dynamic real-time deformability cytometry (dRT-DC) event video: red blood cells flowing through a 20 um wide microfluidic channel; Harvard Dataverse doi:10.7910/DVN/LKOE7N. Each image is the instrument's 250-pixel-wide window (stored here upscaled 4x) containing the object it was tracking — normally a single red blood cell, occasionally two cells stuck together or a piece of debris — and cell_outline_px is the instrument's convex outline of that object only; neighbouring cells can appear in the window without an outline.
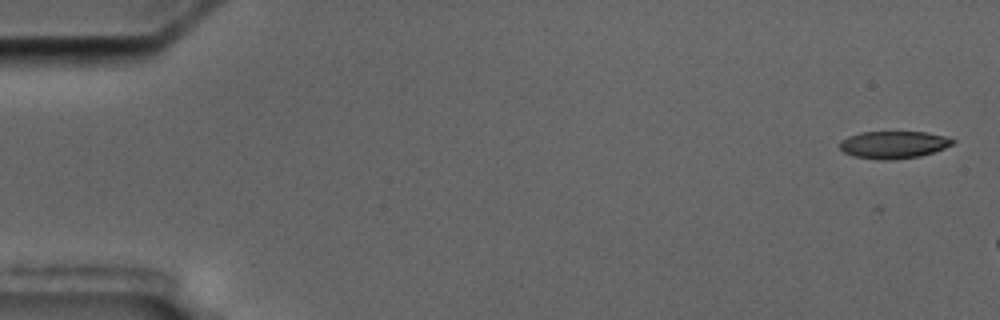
{"species": "common noctule bat (a hibernating species)", "species_latin": "Nyctalus noctula", "temperature_condition": "cold", "stored_images_in_passage": 3, "camera_frame_rate_fps": 3000, "um_per_image_px": 0.085, "animal": {"sex": "male", "body_mass_g": 17.5, "forearm_length_mm": 52.3}, "frame": {"image": 1, "passage_image": 1, "time_ms": 0.0, "image_size_px": [1000, 320], "cell_outline_px": [[956, 140], [952, 144], [944, 148], [920, 156], [888, 160], [880, 160], [852, 156], [844, 152], [840, 148], [840, 140], [848, 136], [860, 132], [924, 132], [948, 136]], "centroid_in_image_um": [75.94, 12.29], "position_along_channel_um": 9.1, "area_um2": 18.03}}